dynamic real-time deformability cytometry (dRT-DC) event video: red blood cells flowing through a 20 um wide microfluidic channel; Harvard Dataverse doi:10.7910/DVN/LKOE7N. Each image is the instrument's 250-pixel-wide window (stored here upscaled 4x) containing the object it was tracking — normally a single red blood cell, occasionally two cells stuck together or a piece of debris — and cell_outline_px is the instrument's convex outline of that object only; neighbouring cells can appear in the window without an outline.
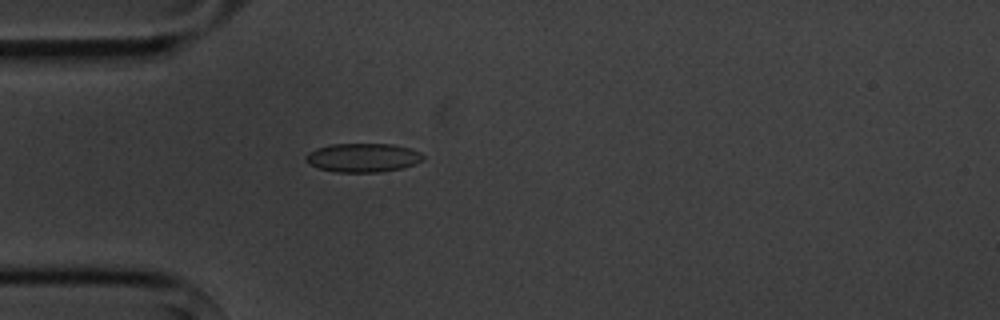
{"species": "common noctule bat (a hibernating species)", "species_latin": "Nyctalus noctula", "temperature_condition": "cold", "stored_images_in_passage": 3, "camera_frame_rate_fps": 3000, "um_per_image_px": 0.085, "animal": {"sex": "male", "body_mass_g": 20.1, "forearm_length_mm": 53.5}, "frame": {"image": 1, "passage_image": 3, "time_ms": 2.333, "image_size_px": [1000, 320], "cell_outline_px": [[424, 160], [400, 168], [380, 172], [336, 172], [320, 168], [308, 164], [304, 160], [304, 156], [308, 152], [316, 148], [332, 144], [392, 144], [412, 148], [420, 152], [424, 156]], "centroid_in_image_um": [30.82, 13.39], "position_along_channel_um": 54.2, "area_um2": 19.77}}